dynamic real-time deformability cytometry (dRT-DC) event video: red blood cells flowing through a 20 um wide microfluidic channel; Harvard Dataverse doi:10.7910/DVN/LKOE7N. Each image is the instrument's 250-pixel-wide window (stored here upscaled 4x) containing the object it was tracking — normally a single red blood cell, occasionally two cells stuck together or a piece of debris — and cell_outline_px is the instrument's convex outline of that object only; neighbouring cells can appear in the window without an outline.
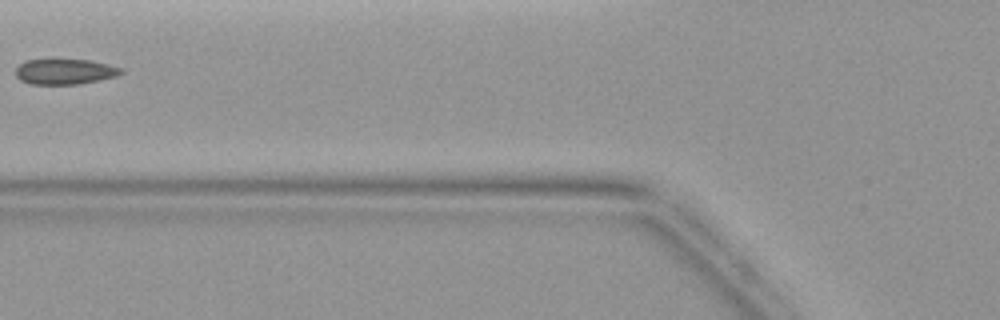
{"species": "common noctule bat (a hibernating species)", "species_latin": "Nyctalus noctula", "temperature_condition": "warm", "stored_images_in_passage": 5, "camera_frame_rate_fps": 3000, "um_per_image_px": 0.085, "animal": {"sex": "female", "body_mass_g": 19.9}, "frame": {"image": 1, "passage_image": 5, "time_ms": 4.667, "image_size_px": [1000, 320], "cell_outline_px": [[124, 72], [116, 76], [100, 80], [80, 84], [28, 84], [20, 80], [16, 76], [16, 68], [20, 64], [28, 60], [92, 60], [108, 64], [120, 68]], "centroid_in_image_um": [5.51, 6.1], "position_along_channel_um": 120.3, "area_um2": 15.55}}